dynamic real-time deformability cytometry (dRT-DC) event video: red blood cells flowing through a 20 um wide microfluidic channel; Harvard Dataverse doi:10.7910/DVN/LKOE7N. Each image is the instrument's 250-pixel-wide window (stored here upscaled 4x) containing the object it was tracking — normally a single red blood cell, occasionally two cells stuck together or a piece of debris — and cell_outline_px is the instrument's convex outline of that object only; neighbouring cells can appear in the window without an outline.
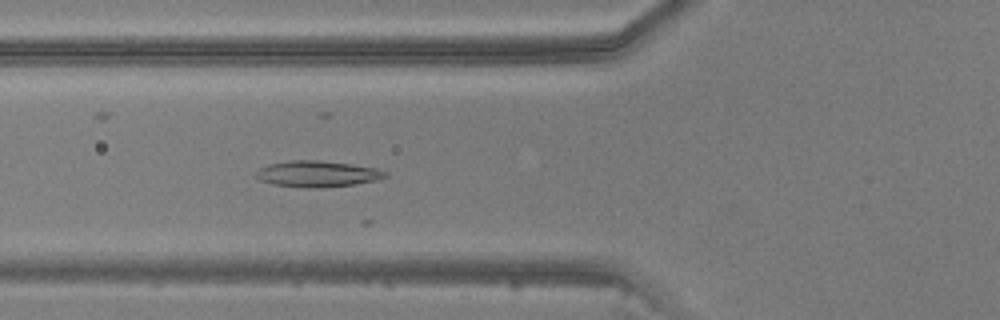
{"species": "common noctule bat (a hibernating species)", "species_latin": "Nyctalus noctula", "temperature_condition": "warm", "stored_images_in_passage": 17, "camera_frame_rate_fps": 3000, "um_per_image_px": 0.085, "animal": {"sex": "male", "body_mass_g": 20.5, "forearm_length_mm": 52.5}, "frame": {"image": 1, "passage_image": 5, "time_ms": 1.333, "image_size_px": [1000, 320], "cell_outline_px": [[388, 176], [376, 180], [356, 184], [316, 188], [272, 184], [260, 180], [256, 176], [256, 172], [260, 168], [268, 164], [292, 160], [320, 160], [352, 164], [376, 168], [388, 172]], "centroid_in_image_um": [27.0, 14.77], "position_along_channel_um": 98.8, "area_um2": 19.59}}
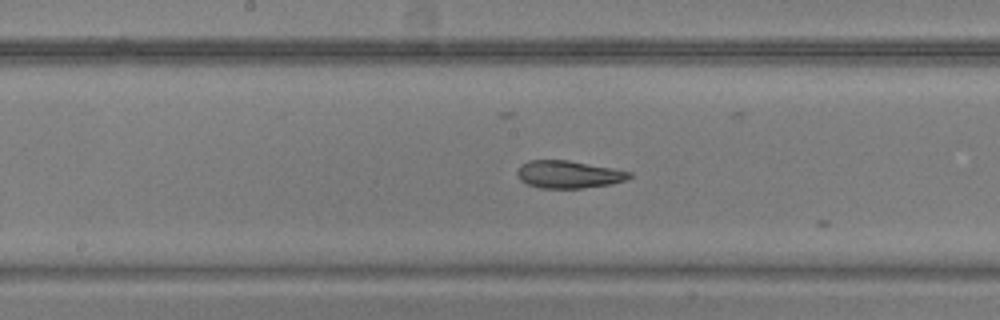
{"frame": {"image": 2, "passage_image": 12, "time_ms": 3.667, "image_size_px": [1000, 320], "cell_outline_px": [[632, 176], [628, 180], [612, 184], [584, 188], [540, 188], [528, 184], [520, 180], [516, 172], [520, 164], [528, 160], [568, 160], [612, 168], [632, 172]], "centroid_in_image_um": [48.34, 14.82], "position_along_channel_um": 199.9, "area_um2": 18.15}}
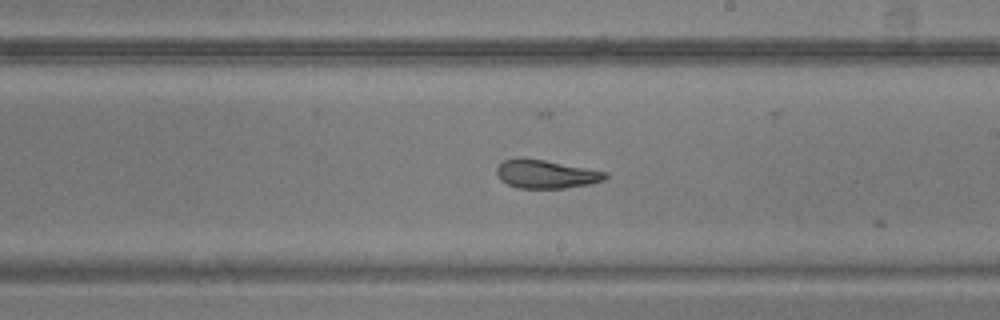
{"frame": {"image": 3, "passage_image": 15, "time_ms": 4.667, "image_size_px": [1000, 320], "cell_outline_px": [[608, 176], [604, 180], [588, 184], [564, 188], [516, 188], [500, 180], [496, 172], [496, 168], [504, 160], [544, 160], [608, 172]], "centroid_in_image_um": [46.43, 14.83], "position_along_channel_um": 242.6, "area_um2": 17.51}}